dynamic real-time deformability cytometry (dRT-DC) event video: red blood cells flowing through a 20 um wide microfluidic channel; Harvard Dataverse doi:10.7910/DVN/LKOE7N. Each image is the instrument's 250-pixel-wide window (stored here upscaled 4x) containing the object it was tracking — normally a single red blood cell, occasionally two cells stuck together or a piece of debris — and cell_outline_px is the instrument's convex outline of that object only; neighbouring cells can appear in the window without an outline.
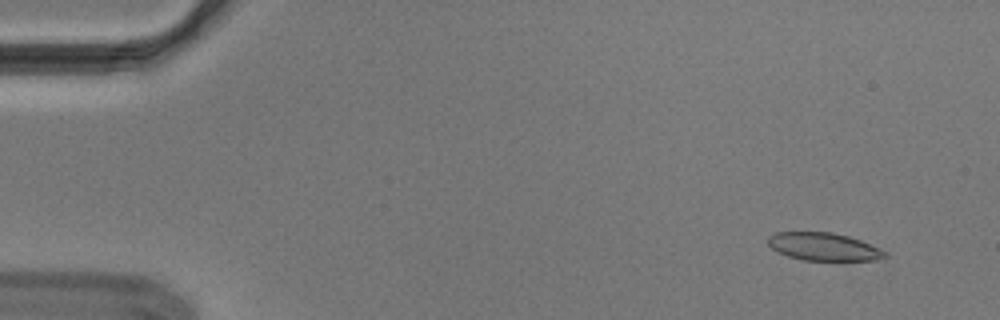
{"species": "Egyptian fruit bat (a non-hibernating species)", "species_latin": "Rousettus aegyptiacus", "temperature_condition": "cold", "stored_images_in_passage": 55, "camera_frame_rate_fps": 3000, "um_per_image_px": 0.085, "animal": {"sex": "male"}, "frame": {"image": 1, "passage_image": 5, "time_ms": 1.333, "image_size_px": [1000, 320], "cell_outline_px": [[888, 256], [876, 260], [804, 260], [788, 256], [776, 252], [768, 244], [768, 236], [776, 232], [832, 232], [848, 236], [860, 240], [884, 252]], "centroid_in_image_um": [69.94, 20.96], "position_along_channel_um": 15.1, "area_um2": 18.73}}
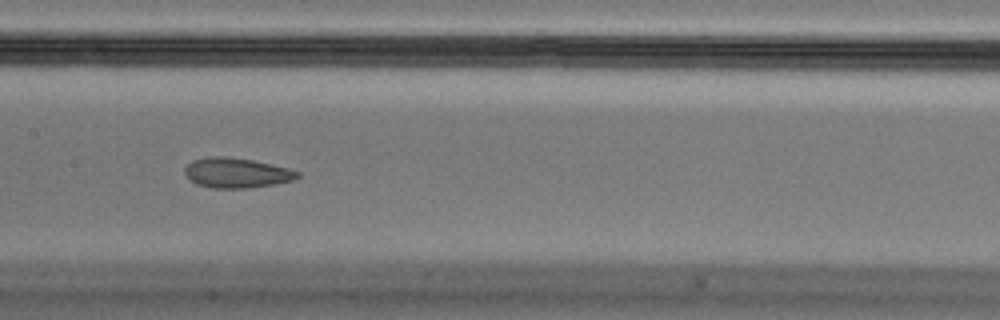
{"frame": {"image": 2, "passage_image": 28, "time_ms": 9.0, "image_size_px": [1000, 320], "cell_outline_px": [[300, 176], [292, 180], [276, 184], [248, 188], [212, 188], [196, 184], [184, 176], [184, 168], [192, 160], [212, 156], [224, 156], [252, 160], [288, 168], [300, 172]], "centroid_in_image_um": [20.07, 14.7], "position_along_channel_um": 187.3, "area_um2": 19.77}}
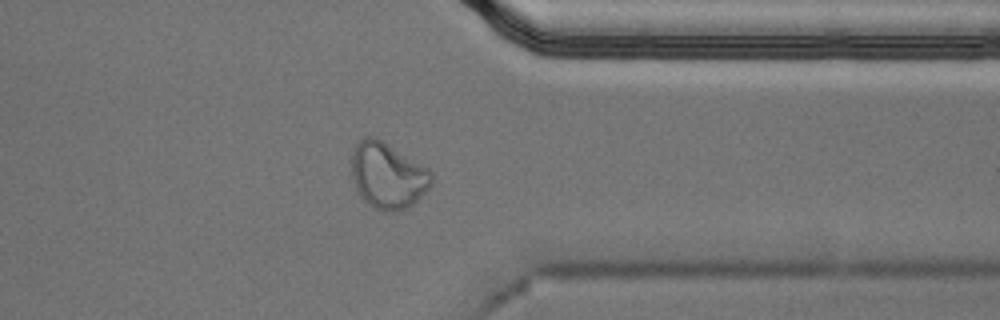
{"frame": {"image": 3, "passage_image": 44, "time_ms": 14.333, "image_size_px": [1000, 320], "cell_outline_px": [[432, 184], [408, 208], [396, 212], [384, 212], [368, 204], [360, 196], [352, 180], [352, 148], [364, 136], [376, 136], [428, 168], [432, 172]], "centroid_in_image_um": [32.94, 14.91], "position_along_channel_um": 378.5, "area_um2": 30.92}, "authors_computed_cell_mechanics": {"area_um2": 20.519, "velocity_mm_per_s": 3.6797, "shape_relaxation_time_tau1_ms": null, "shape_relaxation_time_tau2_ms": 2.0489, "deformation_change_tau1": null, "deformation_change_tau2": 0.0799}}